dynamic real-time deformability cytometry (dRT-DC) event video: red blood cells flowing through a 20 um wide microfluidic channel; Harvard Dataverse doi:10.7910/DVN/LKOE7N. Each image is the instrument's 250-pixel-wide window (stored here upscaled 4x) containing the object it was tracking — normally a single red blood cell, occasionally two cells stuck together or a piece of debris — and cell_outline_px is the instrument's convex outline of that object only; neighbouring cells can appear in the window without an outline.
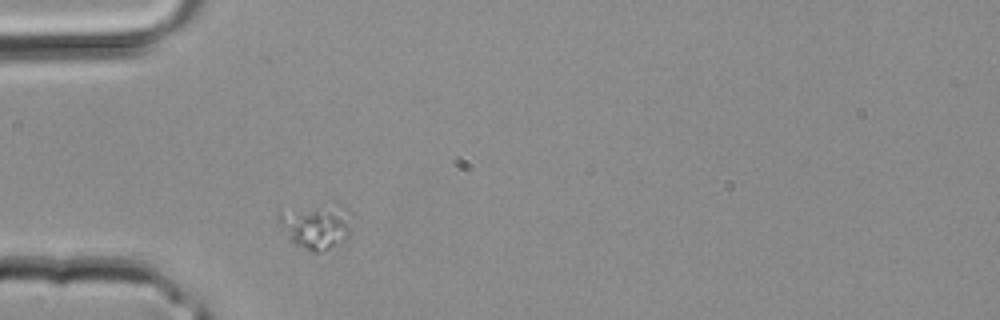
{"species": "common noctule bat (a hibernating species)", "species_latin": "Nyctalus noctula", "temperature_condition": "room temperature", "stored_images_in_passage": 1, "camera_frame_rate_fps": 3000, "um_per_image_px": 0.085, "animal": {"sex": "male", "body_mass_g": 20.4}, "frame": {"image": 1, "passage_image": 1, "time_ms": 0.0, "image_size_px": [1000, 320], "cell_outline_px": [[348, 236], [344, 240], [320, 252], [312, 252], [296, 244], [292, 240], [280, 224], [276, 216], [280, 212], [336, 200], [340, 204], [348, 228]], "centroid_in_image_um": [26.81, 19.18], "position_along_channel_um": 58.2, "area_um2": 18.38}}